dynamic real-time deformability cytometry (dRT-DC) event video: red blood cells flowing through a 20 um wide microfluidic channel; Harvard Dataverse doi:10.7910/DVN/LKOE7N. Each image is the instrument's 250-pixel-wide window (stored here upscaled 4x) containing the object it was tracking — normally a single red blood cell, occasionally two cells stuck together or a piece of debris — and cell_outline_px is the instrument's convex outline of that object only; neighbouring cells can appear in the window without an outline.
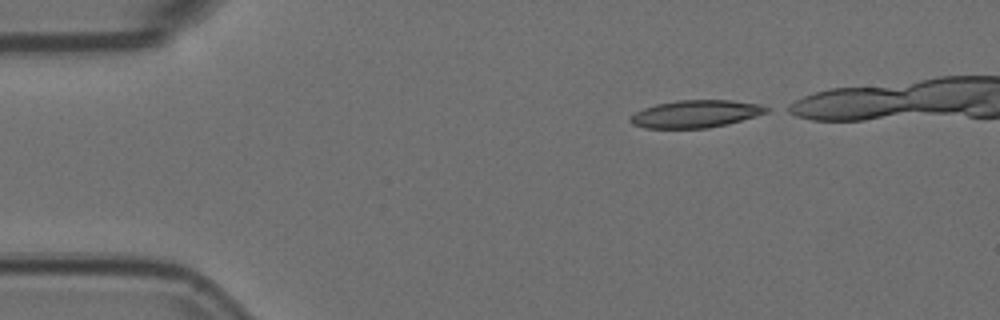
{"species": "Egyptian fruit bat (a non-hibernating species)", "species_latin": "Rousettus aegyptiacus", "temperature_condition": "room temperature", "stored_images_in_passage": 4, "camera_frame_rate_fps": 3000, "um_per_image_px": 0.085, "animal": {"sex": "female"}, "frame": {"image": 1, "passage_image": 1, "time_ms": 0.0, "image_size_px": [1000, 320], "cell_outline_px": [[768, 112], [756, 116], [728, 124], [708, 128], [644, 128], [632, 124], [628, 120], [628, 116], [644, 108], [656, 104], [676, 100], [732, 100], [760, 104], [768, 108]], "centroid_in_image_um": [59.1, 9.68], "position_along_channel_um": 25.9, "area_um2": 21.91}}